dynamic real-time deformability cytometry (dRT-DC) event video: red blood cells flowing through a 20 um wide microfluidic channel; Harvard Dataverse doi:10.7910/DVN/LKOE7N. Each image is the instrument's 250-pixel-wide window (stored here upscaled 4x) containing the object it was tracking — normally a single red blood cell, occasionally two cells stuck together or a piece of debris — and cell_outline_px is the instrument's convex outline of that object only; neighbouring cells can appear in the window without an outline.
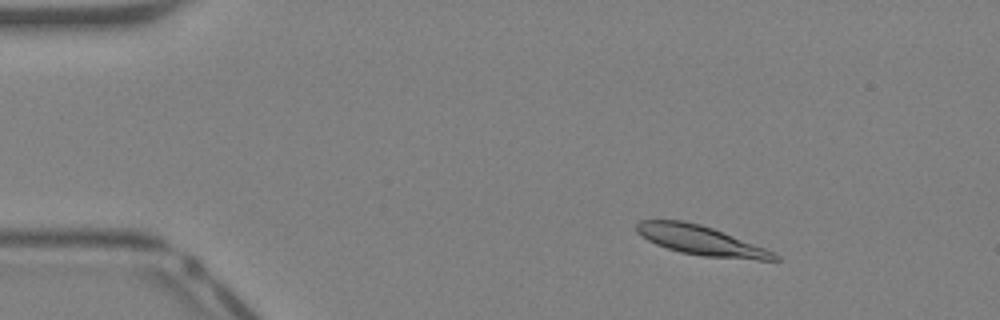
{"species": "Egyptian fruit bat (a non-hibernating species)", "species_latin": "Rousettus aegyptiacus", "temperature_condition": "warm", "stored_images_in_passage": 36, "camera_frame_rate_fps": 3000, "um_per_image_px": 0.085, "animal": {"sex": "female"}, "frame": {"image": 1, "passage_image": 1, "time_ms": 0.0, "image_size_px": [1000, 320], "cell_outline_px": [[780, 260], [756, 260], [704, 256], [680, 252], [656, 244], [648, 240], [636, 232], [636, 224], [640, 220], [684, 220], [700, 224], [712, 228], [776, 252], [780, 256]], "centroid_in_image_um": [59.59, 20.44], "position_along_channel_um": 25.4, "area_um2": 23.58}}
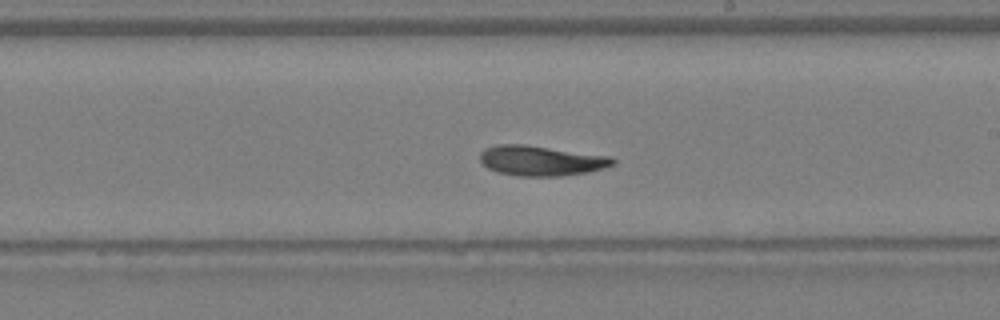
{"frame": {"image": 2, "passage_image": 19, "time_ms": 6.0, "image_size_px": [1000, 320], "cell_outline_px": [[616, 164], [604, 168], [588, 172], [560, 176], [520, 176], [496, 172], [488, 168], [480, 160], [480, 152], [484, 148], [496, 144], [524, 144], [612, 156], [616, 160]], "centroid_in_image_um": [46.01, 13.65], "position_along_channel_um": 243.0, "area_um2": 23.52}}
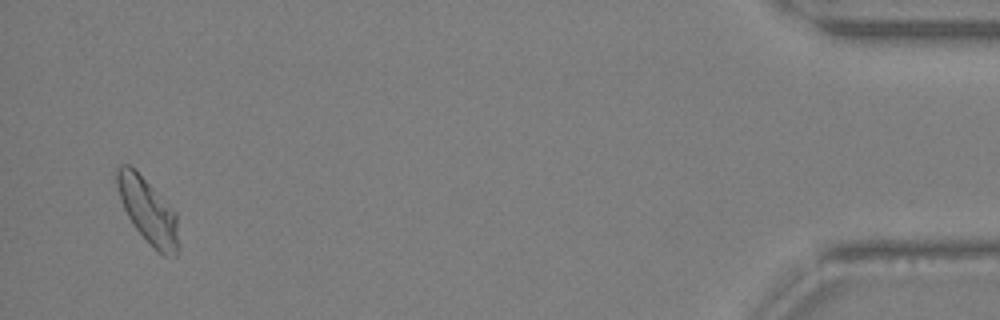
{"frame": {"image": 3, "passage_image": 35, "time_ms": 11.333, "image_size_px": [1000, 320], "cell_outline_px": [[176, 256], [164, 256], [136, 228], [128, 216], [120, 200], [116, 184], [116, 168], [120, 164], [128, 164], [176, 212]], "centroid_in_image_um": [12.52, 17.87], "position_along_channel_um": 422.7, "area_um2": 22.08}, "authors_computed_cell_mechanics": {"area_um2": 23.0911, "velocity_mm_per_s": 4.9159, "shape_relaxation_time_tau1_ms": 6.824, "shape_relaxation_time_tau2_ms": 7.5275, "deformation_change_tau1": 0.19, "deformation_change_tau2": 0.1548}}